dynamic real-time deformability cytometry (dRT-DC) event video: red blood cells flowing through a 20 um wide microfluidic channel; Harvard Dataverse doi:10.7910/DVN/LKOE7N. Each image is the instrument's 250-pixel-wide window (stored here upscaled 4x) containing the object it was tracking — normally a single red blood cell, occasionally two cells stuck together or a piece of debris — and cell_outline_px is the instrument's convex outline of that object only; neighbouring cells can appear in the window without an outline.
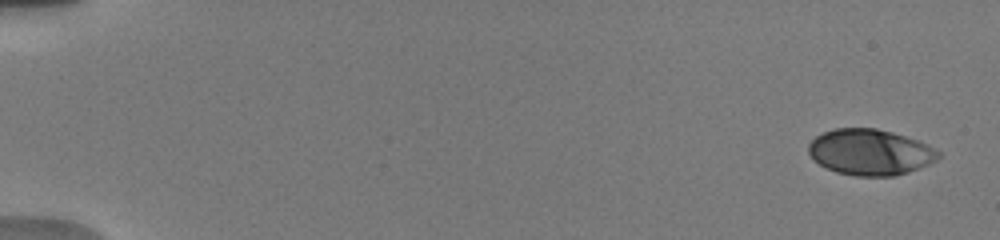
{"species": "human", "species_latin": "Homo sapiens", "temperature_condition": "warm", "stored_images_in_passage": 30, "camera_frame_rate_fps": 3000, "um_per_image_px": 0.085, "donor": {"sex": "male"}, "frame": {"image": 1, "passage_image": 1, "time_ms": 0.0, "image_size_px": [1000, 240], "cell_outline_px": [[940, 156], [936, 160], [928, 164], [908, 172], [896, 176], [856, 176], [836, 172], [820, 164], [808, 152], [808, 144], [816, 136], [824, 132], [836, 128], [876, 128], [892, 132], [928, 144], [940, 152]], "centroid_in_image_um": [73.97, 12.93], "position_along_channel_um": 11.0, "area_um2": 34.56}}
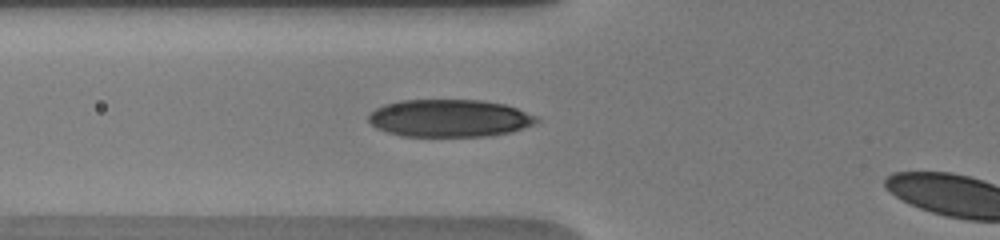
{"frame": {"image": 2, "passage_image": 14, "time_ms": 6.333, "image_size_px": [1000, 240], "cell_outline_px": [[540, 120], [532, 124], [512, 132], [488, 136], [400, 136], [376, 128], [368, 120], [368, 116], [376, 108], [384, 104], [400, 100], [480, 100], [504, 104], [516, 108], [536, 116]], "centroid_in_image_um": [38.18, 10.05], "position_along_channel_um": 87.6, "area_um2": 36.65}}
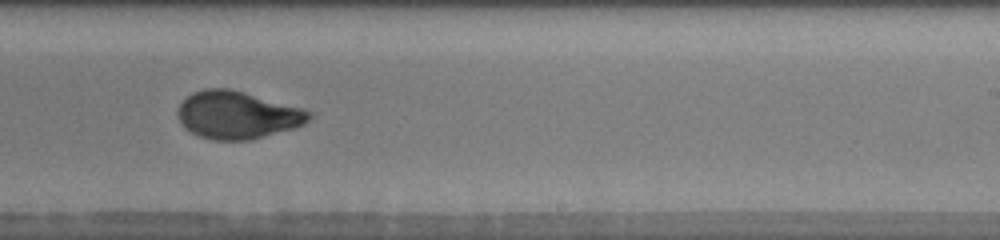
{"frame": {"image": 3, "passage_image": 27, "time_ms": 11.0, "image_size_px": [1000, 240], "cell_outline_px": [[312, 116], [304, 124], [292, 128], [252, 140], [212, 140], [200, 136], [184, 128], [180, 124], [176, 116], [176, 112], [180, 104], [192, 92], [204, 88], [228, 88], [244, 92], [300, 108], [312, 112]], "centroid_in_image_um": [20.12, 9.78], "position_along_channel_um": 268.9, "area_um2": 36.3}}